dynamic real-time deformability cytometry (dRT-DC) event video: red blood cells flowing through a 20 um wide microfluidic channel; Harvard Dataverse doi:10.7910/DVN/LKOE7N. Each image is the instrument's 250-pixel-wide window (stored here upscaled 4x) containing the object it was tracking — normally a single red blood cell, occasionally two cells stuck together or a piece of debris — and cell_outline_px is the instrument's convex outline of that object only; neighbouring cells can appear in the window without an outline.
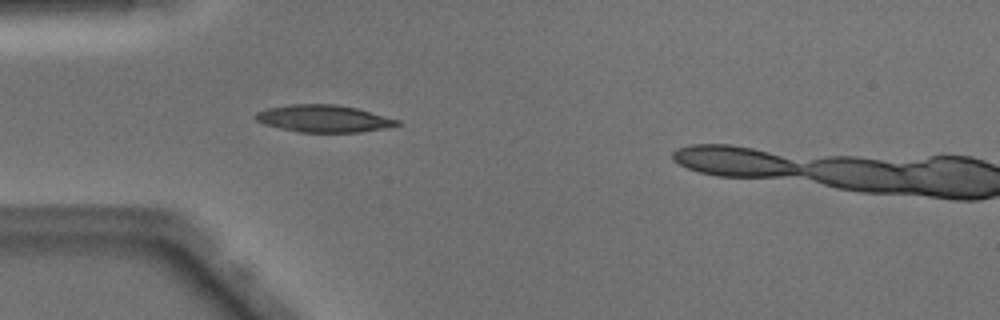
{"species": "Egyptian fruit bat (a non-hibernating species)", "species_latin": "Rousettus aegyptiacus", "temperature_condition": "warm", "stored_images_in_passage": 36, "camera_frame_rate_fps": 3000, "um_per_image_px": 0.085, "animal": {"sex": "male"}, "frame": {"image": 1, "passage_image": 5, "time_ms": 1.333, "image_size_px": [1000, 320], "cell_outline_px": [[400, 124], [384, 128], [360, 132], [300, 132], [280, 128], [264, 124], [256, 120], [252, 116], [256, 112], [268, 108], [288, 104], [336, 104], [356, 108], [400, 120]], "centroid_in_image_um": [27.47, 10.07], "position_along_channel_um": 57.5, "area_um2": 22.37}}
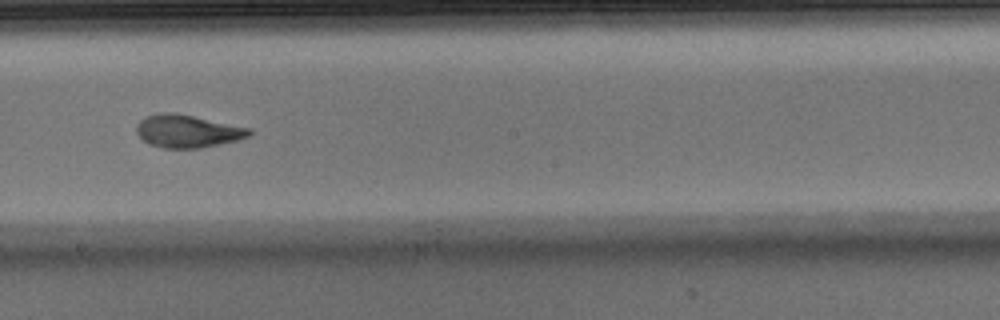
{"frame": {"image": 2, "passage_image": 18, "time_ms": 5.667, "image_size_px": [1000, 320], "cell_outline_px": [[252, 132], [248, 136], [236, 140], [200, 148], [164, 148], [148, 144], [136, 132], [136, 128], [140, 120], [148, 116], [160, 112], [172, 112], [252, 128]], "centroid_in_image_um": [15.93, 11.15], "position_along_channel_um": 232.3, "area_um2": 21.27}}
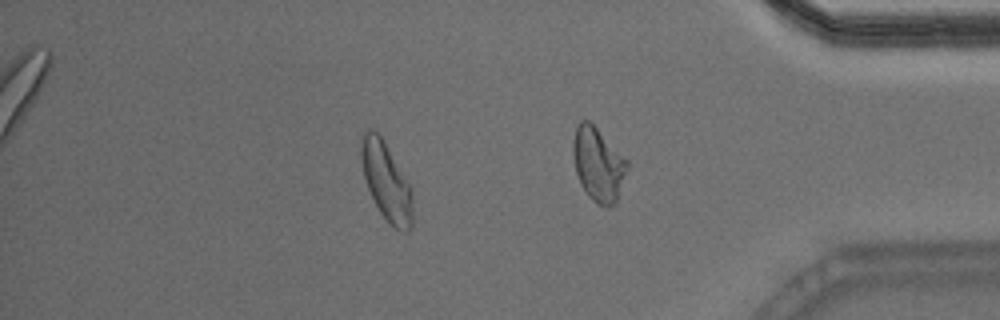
{"frame": {"image": 3, "passage_image": 30, "time_ms": 9.667, "image_size_px": [1000, 320], "cell_outline_px": [[412, 228], [408, 232], [400, 232], [388, 224], [380, 212], [368, 188], [364, 176], [360, 156], [360, 148], [364, 132], [368, 128], [376, 132], [380, 136], [412, 188]], "centroid_in_image_um": [32.85, 15.5], "position_along_channel_um": 402.4, "area_um2": 23.18}, "authors_computed_cell_mechanics": {"area_um2": 21.5016, "velocity_mm_per_s": 4.1048, "shape_relaxation_time_tau1_ms": 5.0884, "shape_relaxation_time_tau2_ms": 1.2508, "deformation_change_tau1": 0.2089, "deformation_change_tau2": 0.0743}}